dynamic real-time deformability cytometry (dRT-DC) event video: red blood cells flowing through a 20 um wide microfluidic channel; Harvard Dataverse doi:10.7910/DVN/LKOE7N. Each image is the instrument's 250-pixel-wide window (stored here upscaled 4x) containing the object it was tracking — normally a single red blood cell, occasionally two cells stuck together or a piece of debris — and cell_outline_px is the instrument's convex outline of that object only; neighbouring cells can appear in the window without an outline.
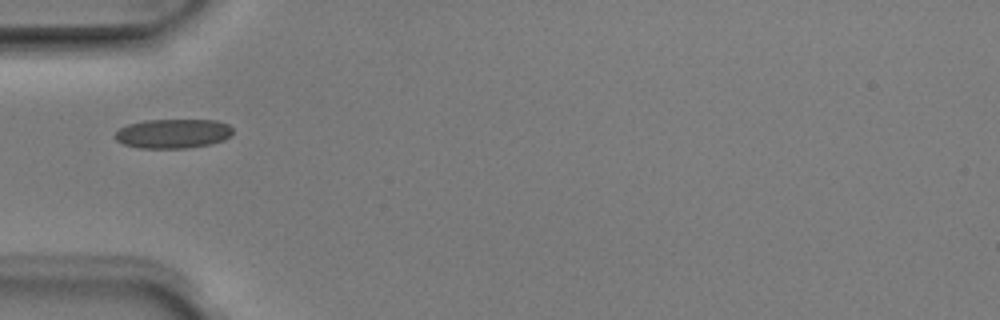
{"species": "Egyptian fruit bat (a non-hibernating species)", "species_latin": "Rousettus aegyptiacus", "temperature_condition": "room temperature", "stored_images_in_passage": 1, "camera_frame_rate_fps": 3000, "um_per_image_px": 0.085, "animal": {"sex": "male"}, "frame": {"image": 1, "passage_image": 1, "time_ms": 0.0, "image_size_px": [1000, 320], "cell_outline_px": [[232, 132], [224, 140], [208, 144], [188, 148], [140, 148], [124, 144], [116, 140], [116, 132], [120, 128], [128, 124], [144, 120], [216, 120], [228, 124], [232, 128]], "centroid_in_image_um": [14.7, 11.35], "position_along_channel_um": 70.3, "area_um2": 20.0}}